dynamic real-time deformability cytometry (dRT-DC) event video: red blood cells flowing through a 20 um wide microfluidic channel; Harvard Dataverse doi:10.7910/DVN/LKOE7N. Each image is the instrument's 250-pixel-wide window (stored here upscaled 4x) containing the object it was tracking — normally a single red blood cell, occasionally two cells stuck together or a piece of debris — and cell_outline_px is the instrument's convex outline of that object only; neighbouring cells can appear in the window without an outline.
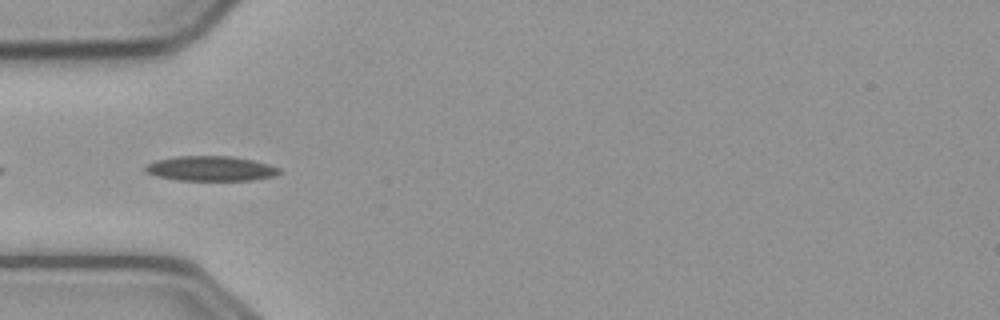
{"species": "common noctule bat (a hibernating species)", "species_latin": "Nyctalus noctula", "temperature_condition": "cold", "stored_images_in_passage": 7, "camera_frame_rate_fps": 3000, "um_per_image_px": 0.085, "animal": {"sex": "male", "body_mass_g": 23.1, "forearm_length_mm": 52.7}, "frame": {"image": 1, "passage_image": 2, "time_ms": 0.333, "image_size_px": [1000, 320], "cell_outline_px": [[280, 172], [276, 176], [252, 180], [176, 180], [156, 176], [148, 172], [144, 168], [148, 164], [156, 160], [180, 156], [228, 156], [252, 160], [268, 164], [280, 168]], "centroid_in_image_um": [17.94, 14.33], "position_along_channel_um": 67.1, "area_um2": 19.25}}